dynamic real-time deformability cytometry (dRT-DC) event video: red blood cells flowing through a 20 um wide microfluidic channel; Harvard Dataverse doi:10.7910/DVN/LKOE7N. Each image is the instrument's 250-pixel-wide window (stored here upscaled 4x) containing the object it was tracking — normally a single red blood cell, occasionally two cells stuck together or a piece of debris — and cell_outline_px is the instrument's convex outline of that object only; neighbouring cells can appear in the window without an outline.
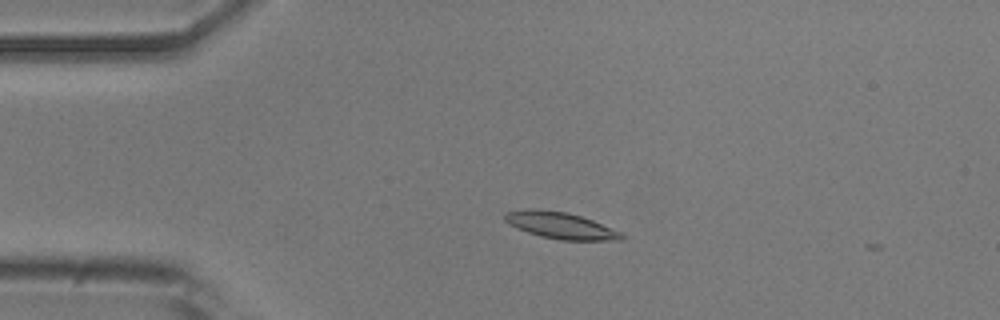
{"species": "common noctule bat (a hibernating species)", "species_latin": "Nyctalus noctula", "temperature_condition": "room temperature", "stored_images_in_passage": 4, "camera_frame_rate_fps": 3000, "um_per_image_px": 0.085, "animal": {"sex": "male", "body_mass_g": 20.5, "forearm_length_mm": 52.5}, "frame": {"image": 1, "passage_image": 2, "time_ms": 0.333, "image_size_px": [1000, 320], "cell_outline_px": [[624, 240], [560, 240], [540, 236], [516, 228], [508, 224], [504, 220], [504, 212], [528, 208], [568, 212], [592, 220], [620, 232], [624, 236]], "centroid_in_image_um": [47.59, 19.16], "position_along_channel_um": 37.4, "area_um2": 18.03}}